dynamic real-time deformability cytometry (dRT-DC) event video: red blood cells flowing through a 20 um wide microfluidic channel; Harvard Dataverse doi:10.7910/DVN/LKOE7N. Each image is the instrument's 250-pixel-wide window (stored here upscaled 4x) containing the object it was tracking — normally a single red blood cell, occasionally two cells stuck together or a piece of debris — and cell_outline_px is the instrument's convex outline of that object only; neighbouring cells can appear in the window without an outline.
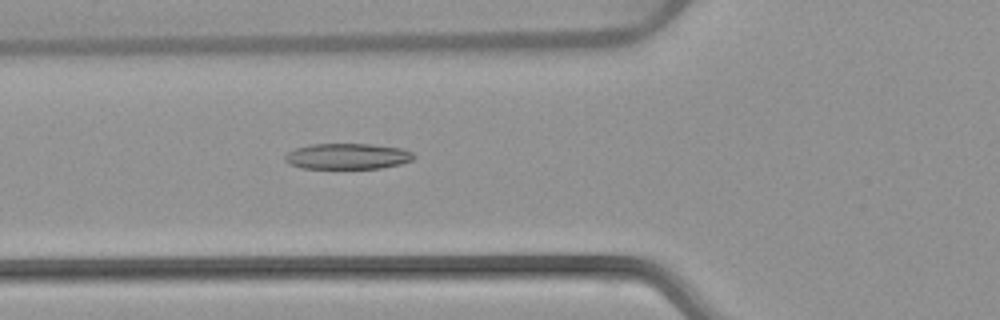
{"species": "common noctule bat (a hibernating species)", "species_latin": "Nyctalus noctula", "temperature_condition": "warm", "stored_images_in_passage": 52, "camera_frame_rate_fps": 3000, "um_per_image_px": 0.085, "animal": {"sex": "female", "body_mass_g": 22.7, "forearm_length_mm": 54.2}, "frame": {"image": 1, "passage_image": 19, "time_ms": 6.0, "image_size_px": [1000, 320], "cell_outline_px": [[416, 156], [412, 160], [400, 164], [380, 168], [300, 168], [288, 164], [284, 160], [284, 156], [288, 152], [296, 148], [308, 144], [372, 144], [404, 148], [412, 152]], "centroid_in_image_um": [29.53, 13.28], "position_along_channel_um": 96.3, "area_um2": 19.54}}
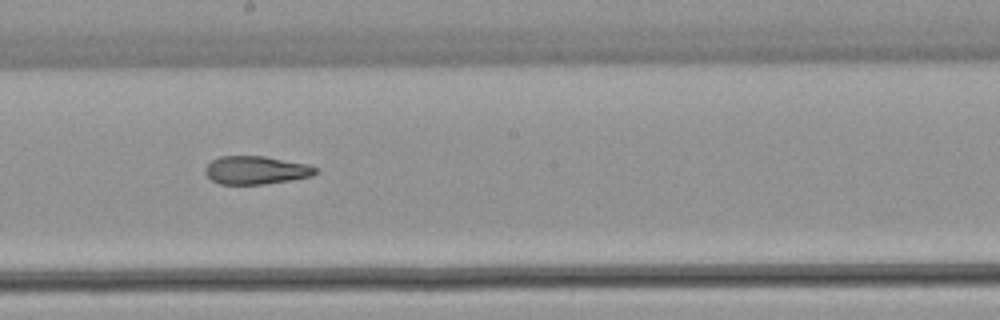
{"frame": {"image": 2, "passage_image": 29, "time_ms": 9.333, "image_size_px": [1000, 320], "cell_outline_px": [[320, 172], [312, 176], [292, 180], [264, 184], [220, 184], [212, 180], [204, 172], [204, 168], [212, 160], [220, 156], [264, 156], [308, 164], [320, 168]], "centroid_in_image_um": [21.81, 14.46], "position_along_channel_um": 226.4, "area_um2": 18.32}}
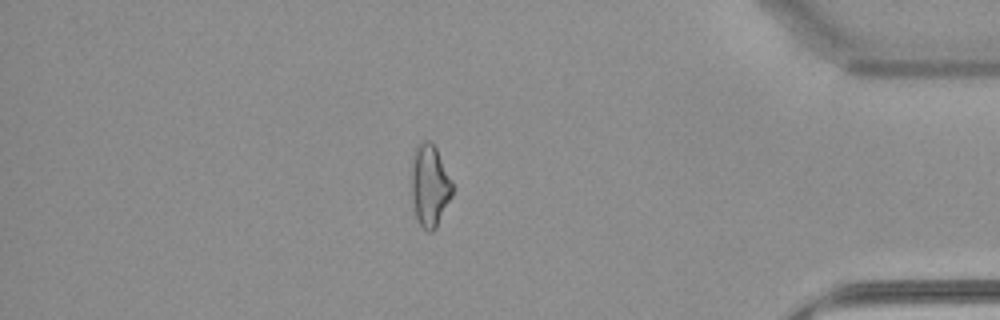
{"frame": {"image": 3, "passage_image": 45, "time_ms": 14.667, "image_size_px": [1000, 320], "cell_outline_px": [[452, 196], [436, 228], [432, 232], [428, 232], [416, 220], [412, 200], [412, 152], [416, 144], [424, 140], [432, 140], [452, 180]], "centroid_in_image_um": [36.52, 15.74], "position_along_channel_um": 398.7, "area_um2": 19.83}, "authors_computed_cell_mechanics": {"area_um2": 20.1722, "velocity_mm_per_s": 3.893, "shape_relaxation_time_tau1_ms": null, "shape_relaxation_time_tau2_ms": 2.3454, "deformation_change_tau1": null, "deformation_change_tau2": 0.1072}}